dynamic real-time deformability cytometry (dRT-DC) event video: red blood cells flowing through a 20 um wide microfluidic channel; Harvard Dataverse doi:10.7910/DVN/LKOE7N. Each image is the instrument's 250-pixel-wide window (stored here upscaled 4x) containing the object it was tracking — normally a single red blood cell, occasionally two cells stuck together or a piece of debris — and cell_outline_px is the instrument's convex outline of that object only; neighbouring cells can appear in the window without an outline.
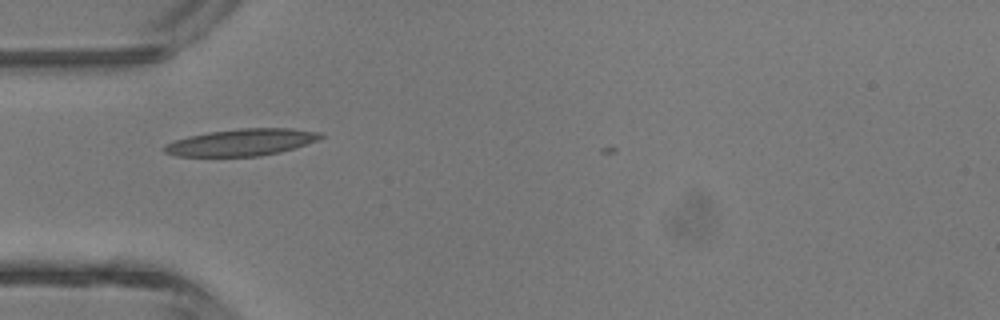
{"species": "common noctule bat (a hibernating species)", "species_latin": "Nyctalus noctula", "temperature_condition": "room temperature", "stored_images_in_passage": 3, "camera_frame_rate_fps": 3000, "um_per_image_px": 0.085, "animal": {"sex": "male", "body_mass_g": 13.3}, "frame": {"image": 1, "passage_image": 2, "time_ms": 1.333, "image_size_px": [1000, 320], "cell_outline_px": [[324, 136], [316, 140], [280, 152], [260, 156], [176, 156], [164, 152], [160, 148], [164, 144], [188, 136], [208, 132], [240, 128], [292, 128], [320, 132]], "centroid_in_image_um": [20.47, 12.09], "position_along_channel_um": 64.5, "area_um2": 24.39}}
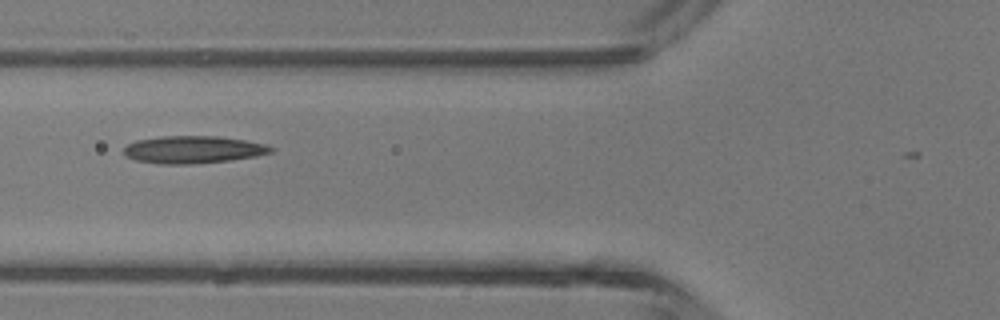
{"frame": {"image": 2, "passage_image": 3, "time_ms": 2.333, "image_size_px": [1000, 320], "cell_outline_px": [[276, 148], [272, 152], [256, 156], [228, 160], [188, 164], [160, 164], [136, 160], [124, 156], [124, 148], [128, 144], [136, 140], [160, 136], [220, 136], [244, 140], [264, 144]], "centroid_in_image_um": [16.4, 12.71], "position_along_channel_um": 109.4, "area_um2": 23.47}}